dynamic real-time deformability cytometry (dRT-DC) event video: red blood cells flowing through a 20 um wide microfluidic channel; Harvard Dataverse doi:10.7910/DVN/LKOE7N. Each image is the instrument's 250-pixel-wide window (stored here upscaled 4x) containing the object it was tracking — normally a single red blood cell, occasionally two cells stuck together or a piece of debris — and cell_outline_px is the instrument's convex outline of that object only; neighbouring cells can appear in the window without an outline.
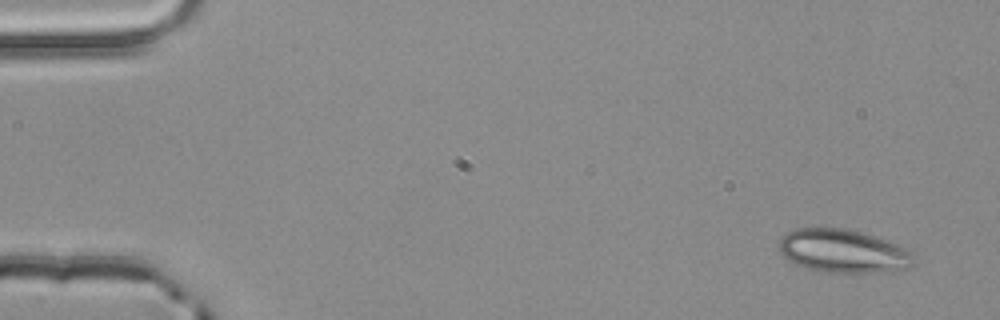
{"species": "common noctule bat (a hibernating species)", "species_latin": "Nyctalus noctula", "temperature_condition": "room temperature", "stored_images_in_passage": 2, "camera_frame_rate_fps": 3000, "um_per_image_px": 0.085, "animal": {"sex": "male", "body_mass_g": 20.4}, "frame": {"image": 1, "passage_image": 2, "time_ms": 0.333, "image_size_px": [1000, 320], "cell_outline_px": [[916, 256], [912, 264], [908, 268], [872, 272], [824, 272], [796, 264], [788, 260], [780, 252], [780, 240], [788, 232], [796, 228], [848, 228], [888, 240], [912, 248]], "centroid_in_image_um": [71.74, 21.32], "position_along_channel_um": 13.3, "area_um2": 34.1}}